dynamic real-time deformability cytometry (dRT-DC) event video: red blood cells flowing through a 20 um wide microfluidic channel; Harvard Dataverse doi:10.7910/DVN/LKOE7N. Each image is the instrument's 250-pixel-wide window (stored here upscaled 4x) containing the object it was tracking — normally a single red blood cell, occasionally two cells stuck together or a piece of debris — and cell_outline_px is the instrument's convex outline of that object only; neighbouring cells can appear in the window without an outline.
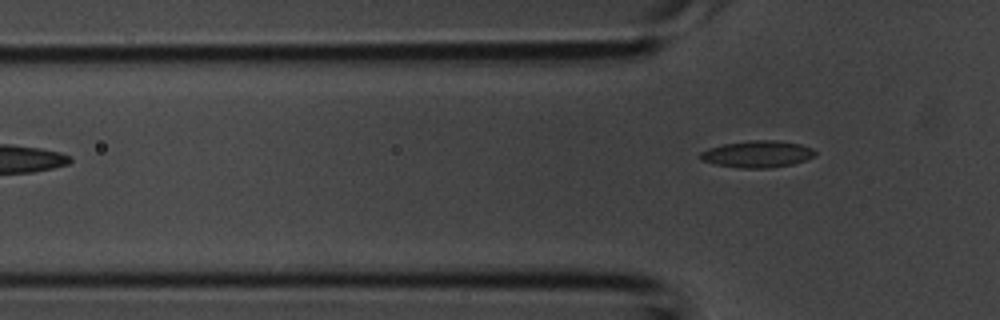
{"species": "common noctule bat (a hibernating species)", "species_latin": "Nyctalus noctula", "temperature_condition": "room temperature", "stored_images_in_passage": 5, "camera_frame_rate_fps": 3000, "um_per_image_px": 0.085, "animal": {"sex": "male", "body_mass_g": 20.1, "forearm_length_mm": 53.5}, "frame": {"image": 1, "passage_image": 5, "time_ms": 1.333, "image_size_px": [1000, 320], "cell_outline_px": [[816, 156], [792, 164], [768, 168], [740, 168], [716, 164], [700, 160], [700, 152], [708, 148], [724, 144], [752, 140], [776, 140], [800, 144], [812, 148], [816, 152]], "centroid_in_image_um": [64.38, 13.09], "position_along_channel_um": 61.4, "area_um2": 17.86}}